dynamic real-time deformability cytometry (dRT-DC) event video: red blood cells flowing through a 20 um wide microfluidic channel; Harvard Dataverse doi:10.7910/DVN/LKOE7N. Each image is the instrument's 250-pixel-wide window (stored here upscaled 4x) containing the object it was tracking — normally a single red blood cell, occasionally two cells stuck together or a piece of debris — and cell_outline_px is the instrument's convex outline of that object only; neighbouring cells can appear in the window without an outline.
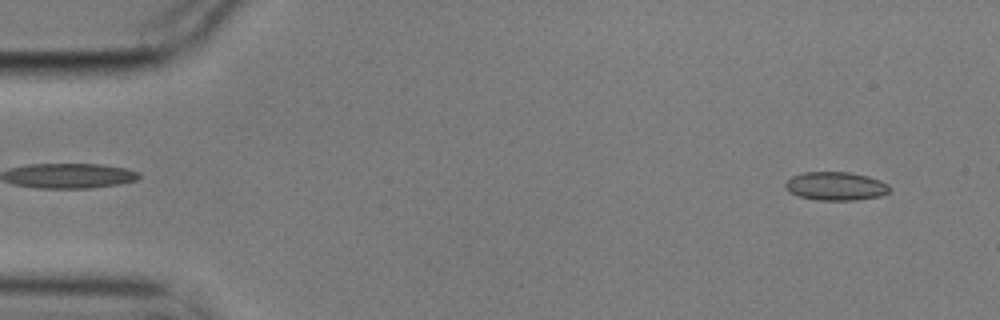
{"species": "common noctule bat (a hibernating species)", "species_latin": "Nyctalus noctula", "temperature_condition": "cold", "stored_images_in_passage": 5, "segment_of_instrument_passage": [2, 2], "camera_frame_rate_fps": 3000, "um_per_image_px": 0.085, "animal": {"sex": "male", "body_mass_g": 17.9}, "frame": {"image": 1, "passage_image": 5, "time_ms": 1.333, "image_size_px": [1000, 320], "cell_outline_px": [[892, 188], [888, 192], [880, 196], [856, 200], [816, 200], [800, 196], [788, 192], [784, 184], [792, 176], [804, 172], [852, 172], [868, 176], [880, 180], [888, 184]], "centroid_in_image_um": [71.05, 15.82], "position_along_channel_um": 13.9, "area_um2": 17.4}}